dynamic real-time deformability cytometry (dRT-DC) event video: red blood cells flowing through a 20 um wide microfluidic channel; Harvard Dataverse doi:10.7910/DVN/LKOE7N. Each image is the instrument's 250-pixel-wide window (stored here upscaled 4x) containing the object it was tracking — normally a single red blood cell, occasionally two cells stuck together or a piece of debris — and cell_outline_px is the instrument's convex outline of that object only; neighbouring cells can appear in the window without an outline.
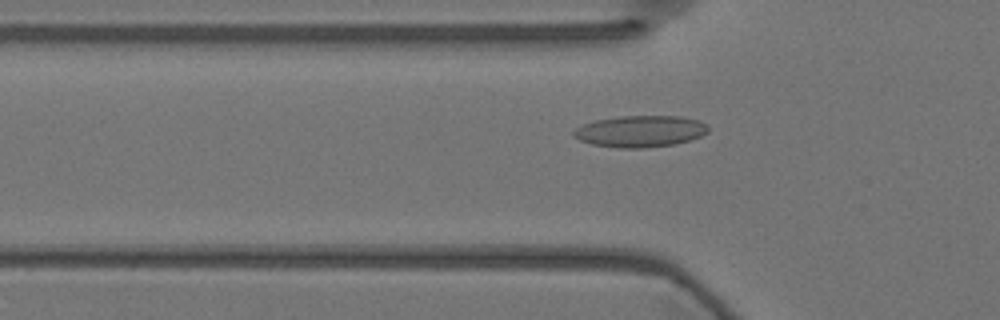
{"species": "Egyptian fruit bat (a non-hibernating species)", "species_latin": "Rousettus aegyptiacus", "temperature_condition": "warm", "stored_images_in_passage": 44, "camera_frame_rate_fps": 3000, "um_per_image_px": 0.085, "animal": {"sex": "female"}, "frame": {"image": 1, "passage_image": 6, "time_ms": 1.667, "image_size_px": [1000, 320], "cell_outline_px": [[708, 132], [700, 136], [676, 144], [644, 148], [620, 148], [592, 144], [580, 140], [572, 136], [572, 132], [580, 124], [596, 120], [620, 116], [680, 116], [700, 120], [708, 124]], "centroid_in_image_um": [54.41, 11.15], "position_along_channel_um": 71.4, "area_um2": 24.91}}
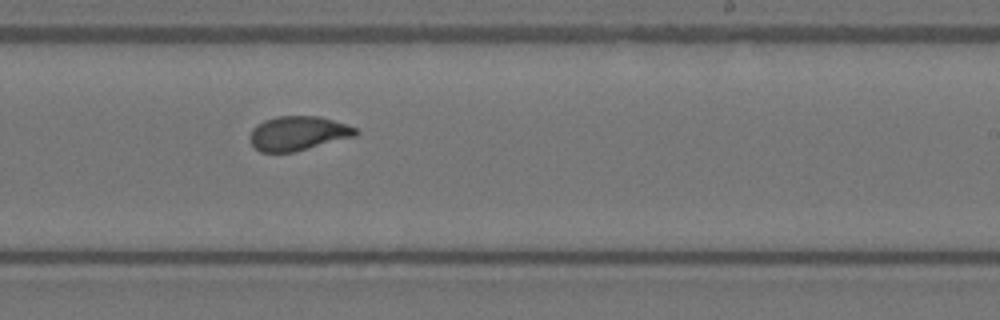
{"frame": {"image": 2, "passage_image": 22, "time_ms": 7.0, "image_size_px": [1000, 320], "cell_outline_px": [[360, 132], [356, 136], [296, 152], [260, 152], [248, 140], [248, 136], [252, 128], [256, 124], [264, 120], [276, 116], [320, 116], [348, 124], [356, 128]], "centroid_in_image_um": [25.33, 11.33], "position_along_channel_um": 263.7, "area_um2": 21.56}}
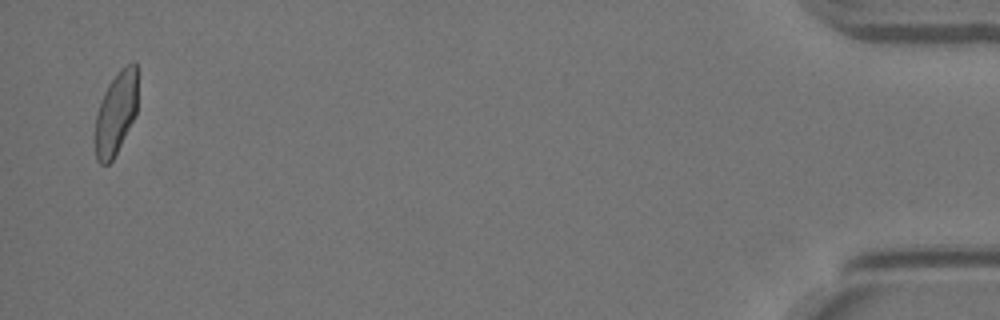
{"frame": {"image": 3, "passage_image": 43, "time_ms": 14.0, "image_size_px": [1000, 320], "cell_outline_px": [[136, 116], [112, 160], [108, 164], [100, 164], [96, 160], [92, 136], [96, 116], [104, 92], [108, 84], [120, 68], [132, 60], [136, 60]], "centroid_in_image_um": [9.81, 9.65], "position_along_channel_um": 425.4, "area_um2": 20.98}, "authors_computed_cell_mechanics": {"area_um2": 21.4727, "velocity_mm_per_s": 3.5876, "shape_relaxation_time_tau1_ms": 5.5625, "shape_relaxation_time_tau2_ms": 1.114, "deformation_change_tau1": 0.1645, "deformation_change_tau2": 0.0662}}